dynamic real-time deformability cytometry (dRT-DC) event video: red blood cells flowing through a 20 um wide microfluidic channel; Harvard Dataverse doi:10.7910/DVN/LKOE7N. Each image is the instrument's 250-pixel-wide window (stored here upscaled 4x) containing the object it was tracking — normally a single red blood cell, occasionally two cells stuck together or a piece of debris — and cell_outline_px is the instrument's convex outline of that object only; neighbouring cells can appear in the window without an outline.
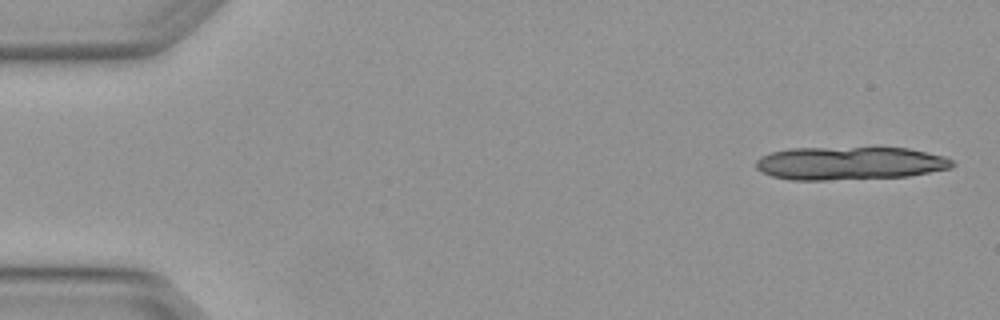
{"species": "Egyptian fruit bat (a non-hibernating species)", "species_latin": "Rousettus aegyptiacus", "temperature_condition": "warm", "stored_images_in_passage": 6, "camera_frame_rate_fps": 3000, "um_per_image_px": 0.085, "animal": {"sex": "female"}, "frame": {"image": 1, "passage_image": 1, "time_ms": 0.0, "image_size_px": [1000, 320], "cell_outline_px": [[956, 164], [952, 168], [908, 176], [828, 180], [788, 180], [772, 176], [760, 172], [756, 168], [756, 160], [760, 156], [772, 152], [788, 148], [908, 148], [944, 156], [952, 160]], "centroid_in_image_um": [72.2, 13.88], "position_along_channel_um": 12.8, "area_um2": 38.03}}